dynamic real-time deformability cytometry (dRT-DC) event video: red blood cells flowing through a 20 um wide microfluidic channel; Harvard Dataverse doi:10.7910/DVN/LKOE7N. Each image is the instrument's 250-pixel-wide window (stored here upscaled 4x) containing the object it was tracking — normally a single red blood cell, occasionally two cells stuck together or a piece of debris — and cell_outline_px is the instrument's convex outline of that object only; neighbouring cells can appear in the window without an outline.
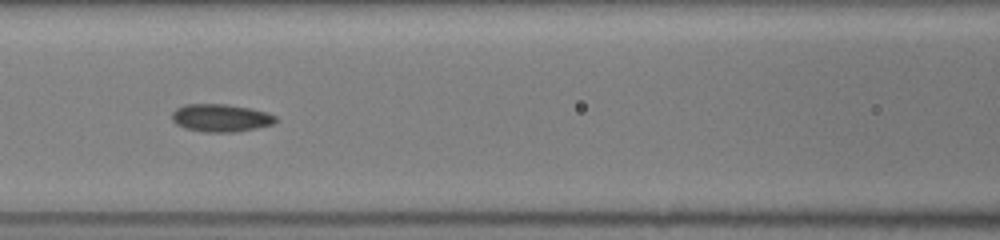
{"species": "common noctule bat (a hibernating species)", "species_latin": "Nyctalus noctula", "temperature_condition": "room temperature", "stored_images_in_passage": 18, "camera_frame_rate_fps": 3000, "um_per_image_px": 0.085, "animal": {"sex": "female", "body_mass_g": 19.5, "forearm_length_mm": 54.1}, "frame": {"image": 1, "passage_image": 8, "time_ms": 2.333, "image_size_px": [1000, 240], "cell_outline_px": [[276, 120], [272, 124], [256, 128], [236, 132], [204, 132], [184, 128], [176, 124], [172, 120], [172, 112], [176, 108], [184, 104], [228, 104], [252, 108], [268, 112], [276, 116]], "centroid_in_image_um": [18.75, 10.01], "position_along_channel_um": 147.8, "area_um2": 16.94}}
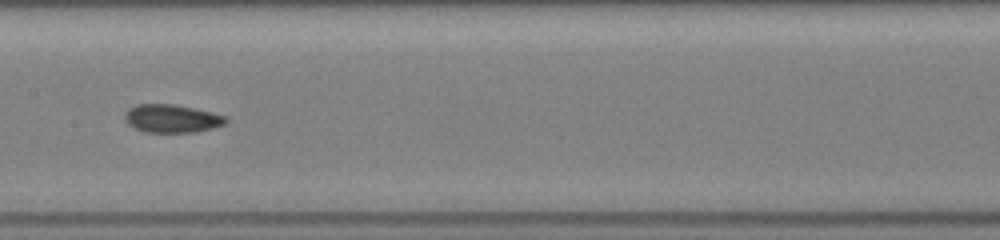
{"frame": {"image": 2, "passage_image": 11, "time_ms": 3.333, "image_size_px": [1000, 240], "cell_outline_px": [[228, 120], [224, 124], [212, 128], [196, 132], [144, 132], [128, 124], [124, 120], [124, 112], [128, 108], [136, 104], [176, 104], [212, 112], [224, 116]], "centroid_in_image_um": [14.56, 10.06], "position_along_channel_um": 192.8, "area_um2": 16.65}}
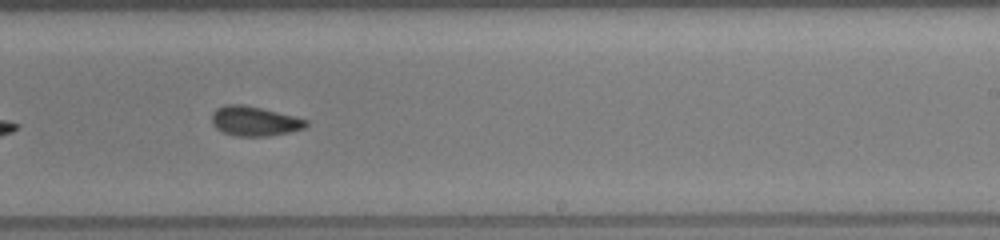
{"frame": {"image": 3, "passage_image": 16, "time_ms": 5.0, "image_size_px": [1000, 240], "cell_outline_px": [[308, 124], [304, 128], [288, 132], [268, 136], [236, 136], [224, 132], [216, 128], [212, 124], [212, 112], [216, 108], [224, 104], [244, 104], [308, 120]], "centroid_in_image_um": [21.58, 10.29], "position_along_channel_um": 267.4, "area_um2": 16.13}}